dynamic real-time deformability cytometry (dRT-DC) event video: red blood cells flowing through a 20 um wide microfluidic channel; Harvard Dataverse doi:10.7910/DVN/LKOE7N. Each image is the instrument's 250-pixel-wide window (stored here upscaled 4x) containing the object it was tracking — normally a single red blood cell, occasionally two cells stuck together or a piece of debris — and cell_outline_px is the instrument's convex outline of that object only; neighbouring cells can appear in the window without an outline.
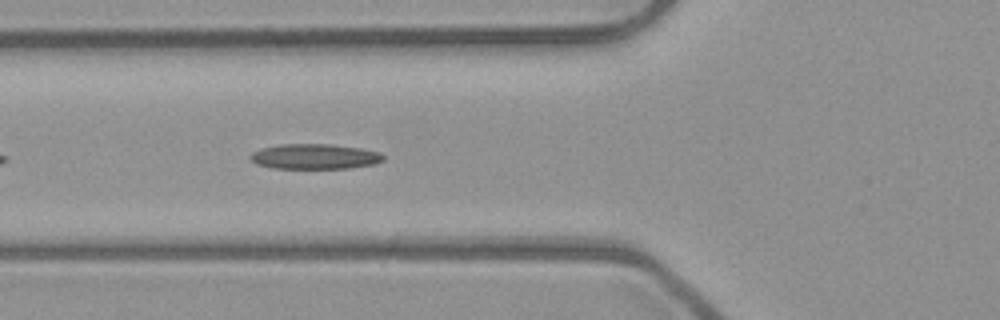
{"species": "common noctule bat (a hibernating species)", "species_latin": "Nyctalus noctula", "temperature_condition": "room temperature", "stored_images_in_passage": 8, "camera_frame_rate_fps": 3000, "um_per_image_px": 0.085, "animal": {"sex": "male", "body_mass_g": 23.1, "forearm_length_mm": 52.7}, "frame": {"image": 1, "passage_image": 5, "time_ms": 1.333, "image_size_px": [1000, 320], "cell_outline_px": [[384, 160], [372, 164], [348, 168], [272, 168], [256, 164], [248, 156], [252, 152], [260, 148], [280, 144], [328, 144], [360, 148], [380, 152], [384, 156]], "centroid_in_image_um": [26.71, 13.3], "position_along_channel_um": 99.1, "area_um2": 19.48}}